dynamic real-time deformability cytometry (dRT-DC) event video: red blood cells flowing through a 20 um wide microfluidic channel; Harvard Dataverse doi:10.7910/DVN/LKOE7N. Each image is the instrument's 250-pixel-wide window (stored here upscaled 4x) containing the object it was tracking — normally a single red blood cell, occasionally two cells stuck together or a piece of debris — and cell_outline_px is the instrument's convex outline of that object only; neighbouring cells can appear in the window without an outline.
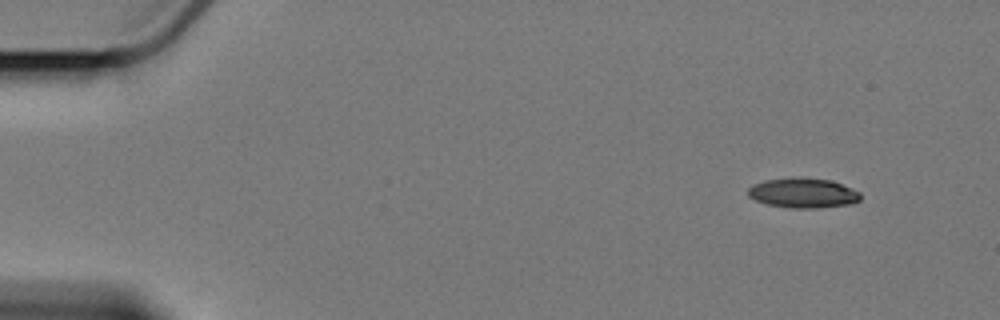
{"species": "Egyptian fruit bat (a non-hibernating species)", "species_latin": "Rousettus aegyptiacus", "temperature_condition": "cold", "stored_images_in_passage": 5, "segment_of_instrument_passage": [1, 2], "camera_frame_rate_fps": 3000, "um_per_image_px": 0.085, "animal": {"sex": "female"}, "frame": {"image": 1, "passage_image": 1, "time_ms": 0.0, "image_size_px": [1000, 320], "cell_outline_px": [[860, 200], [852, 204], [816, 208], [792, 208], [768, 204], [756, 200], [748, 196], [748, 188], [752, 184], [764, 180], [792, 176], [800, 176], [832, 180], [860, 192]], "centroid_in_image_um": [68.25, 16.38], "position_along_channel_um": 16.8, "area_um2": 19.88}}